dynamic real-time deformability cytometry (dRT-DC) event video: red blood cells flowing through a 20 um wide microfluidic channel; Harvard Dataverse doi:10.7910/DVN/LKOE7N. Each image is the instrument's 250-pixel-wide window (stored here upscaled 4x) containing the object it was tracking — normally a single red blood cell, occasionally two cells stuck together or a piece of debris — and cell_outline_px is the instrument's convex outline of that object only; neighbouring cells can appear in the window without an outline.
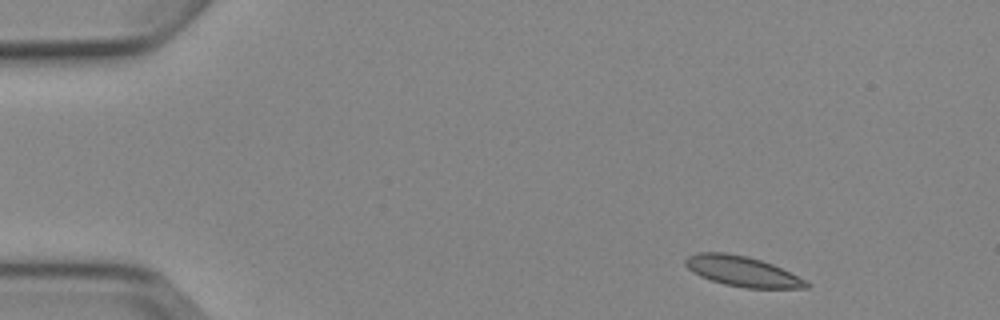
{"species": "Egyptian fruit bat (a non-hibernating species)", "species_latin": "Rousettus aegyptiacus", "temperature_condition": "cold", "stored_images_in_passage": 4, "camera_frame_rate_fps": 3000, "um_per_image_px": 0.085, "animal": {"sex": "female"}, "frame": {"image": 1, "passage_image": 1, "time_ms": 0.0, "image_size_px": [1000, 320], "cell_outline_px": [[812, 284], [808, 288], [744, 288], [724, 284], [700, 276], [692, 272], [684, 264], [684, 260], [688, 256], [696, 252], [724, 252], [748, 256], [772, 264], [808, 280]], "centroid_in_image_um": [63.11, 23.06], "position_along_channel_um": 21.9, "area_um2": 21.5}}
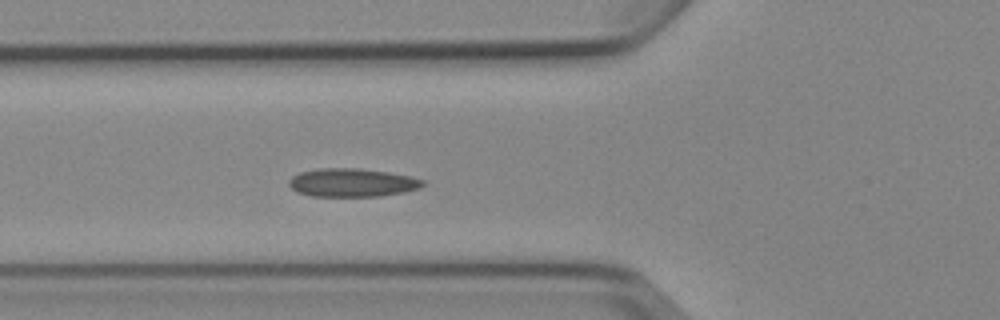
{"frame": {"image": 2, "passage_image": 4, "time_ms": 4.333, "image_size_px": [1000, 320], "cell_outline_px": [[424, 184], [420, 188], [404, 192], [380, 196], [312, 196], [296, 192], [288, 184], [288, 180], [292, 176], [300, 172], [320, 168], [360, 168], [388, 172], [412, 176], [424, 180]], "centroid_in_image_um": [29.93, 15.52], "position_along_channel_um": 95.9, "area_um2": 22.25}}